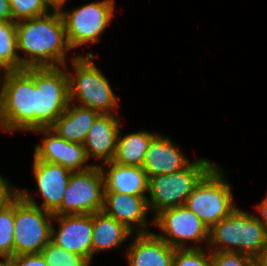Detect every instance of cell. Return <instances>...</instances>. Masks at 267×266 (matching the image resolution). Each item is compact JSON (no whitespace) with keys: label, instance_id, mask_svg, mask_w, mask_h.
I'll return each mask as SVG.
<instances>
[{"label":"cell","instance_id":"cell-1","mask_svg":"<svg viewBox=\"0 0 267 266\" xmlns=\"http://www.w3.org/2000/svg\"><path fill=\"white\" fill-rule=\"evenodd\" d=\"M20 70L28 67H65L68 45L65 23L60 11L15 22Z\"/></svg>","mask_w":267,"mask_h":266},{"label":"cell","instance_id":"cell-2","mask_svg":"<svg viewBox=\"0 0 267 266\" xmlns=\"http://www.w3.org/2000/svg\"><path fill=\"white\" fill-rule=\"evenodd\" d=\"M0 82V123L4 131L35 130V67L5 71Z\"/></svg>","mask_w":267,"mask_h":266},{"label":"cell","instance_id":"cell-3","mask_svg":"<svg viewBox=\"0 0 267 266\" xmlns=\"http://www.w3.org/2000/svg\"><path fill=\"white\" fill-rule=\"evenodd\" d=\"M208 244L216 247L212 252H236L256 258L267 250V230L258 216L236 208L209 230Z\"/></svg>","mask_w":267,"mask_h":266},{"label":"cell","instance_id":"cell-4","mask_svg":"<svg viewBox=\"0 0 267 266\" xmlns=\"http://www.w3.org/2000/svg\"><path fill=\"white\" fill-rule=\"evenodd\" d=\"M71 59L75 70L74 74L67 71L69 101L72 103L77 98L82 102L79 106L91 108L100 114H111L118 106V101L107 78L92 62L93 53L87 54V57L79 55Z\"/></svg>","mask_w":267,"mask_h":266},{"label":"cell","instance_id":"cell-5","mask_svg":"<svg viewBox=\"0 0 267 266\" xmlns=\"http://www.w3.org/2000/svg\"><path fill=\"white\" fill-rule=\"evenodd\" d=\"M54 215L38 206L27 190L15 198L14 256L41 253L51 241Z\"/></svg>","mask_w":267,"mask_h":266},{"label":"cell","instance_id":"cell-6","mask_svg":"<svg viewBox=\"0 0 267 266\" xmlns=\"http://www.w3.org/2000/svg\"><path fill=\"white\" fill-rule=\"evenodd\" d=\"M214 166L207 159H198L174 173L150 177L148 208L157 214L167 208L185 205L196 185Z\"/></svg>","mask_w":267,"mask_h":266},{"label":"cell","instance_id":"cell-7","mask_svg":"<svg viewBox=\"0 0 267 266\" xmlns=\"http://www.w3.org/2000/svg\"><path fill=\"white\" fill-rule=\"evenodd\" d=\"M223 180L219 166H215L200 180L188 196L185 207L192 211L210 230L220 220L229 216L233 206L231 186Z\"/></svg>","mask_w":267,"mask_h":266},{"label":"cell","instance_id":"cell-8","mask_svg":"<svg viewBox=\"0 0 267 266\" xmlns=\"http://www.w3.org/2000/svg\"><path fill=\"white\" fill-rule=\"evenodd\" d=\"M69 102V78L62 66L35 67V129L51 127Z\"/></svg>","mask_w":267,"mask_h":266},{"label":"cell","instance_id":"cell-9","mask_svg":"<svg viewBox=\"0 0 267 266\" xmlns=\"http://www.w3.org/2000/svg\"><path fill=\"white\" fill-rule=\"evenodd\" d=\"M103 167L94 165L82 172H72L60 208L53 214H92L103 210Z\"/></svg>","mask_w":267,"mask_h":266},{"label":"cell","instance_id":"cell-10","mask_svg":"<svg viewBox=\"0 0 267 266\" xmlns=\"http://www.w3.org/2000/svg\"><path fill=\"white\" fill-rule=\"evenodd\" d=\"M65 23L68 45L71 49L98 43L99 36L110 24L114 12V0H101L85 4L71 13L60 11Z\"/></svg>","mask_w":267,"mask_h":266},{"label":"cell","instance_id":"cell-11","mask_svg":"<svg viewBox=\"0 0 267 266\" xmlns=\"http://www.w3.org/2000/svg\"><path fill=\"white\" fill-rule=\"evenodd\" d=\"M153 224L164 233L157 236L175 249L187 248L185 245L188 240L195 243L205 240L209 243V229L184 205L167 208L155 214Z\"/></svg>","mask_w":267,"mask_h":266},{"label":"cell","instance_id":"cell-12","mask_svg":"<svg viewBox=\"0 0 267 266\" xmlns=\"http://www.w3.org/2000/svg\"><path fill=\"white\" fill-rule=\"evenodd\" d=\"M34 132L45 135L42 144H38L34 157L37 160L59 164L72 172H82L94 165H84L88 161L83 144L69 142L49 128H37Z\"/></svg>","mask_w":267,"mask_h":266},{"label":"cell","instance_id":"cell-13","mask_svg":"<svg viewBox=\"0 0 267 266\" xmlns=\"http://www.w3.org/2000/svg\"><path fill=\"white\" fill-rule=\"evenodd\" d=\"M59 223L58 231L52 226L51 241L58 247L86 258L92 259L93 225L92 214L54 216Z\"/></svg>","mask_w":267,"mask_h":266},{"label":"cell","instance_id":"cell-14","mask_svg":"<svg viewBox=\"0 0 267 266\" xmlns=\"http://www.w3.org/2000/svg\"><path fill=\"white\" fill-rule=\"evenodd\" d=\"M33 172L43 197L40 208L54 214L60 208L72 171L34 157Z\"/></svg>","mask_w":267,"mask_h":266},{"label":"cell","instance_id":"cell-15","mask_svg":"<svg viewBox=\"0 0 267 266\" xmlns=\"http://www.w3.org/2000/svg\"><path fill=\"white\" fill-rule=\"evenodd\" d=\"M146 196H134L119 192H104L103 212L123 224L132 233L136 223L137 234L149 233L145 228L148 212ZM134 226V227H133ZM141 227V228H140ZM145 229V230H144Z\"/></svg>","mask_w":267,"mask_h":266},{"label":"cell","instance_id":"cell-16","mask_svg":"<svg viewBox=\"0 0 267 266\" xmlns=\"http://www.w3.org/2000/svg\"><path fill=\"white\" fill-rule=\"evenodd\" d=\"M133 242L126 253L129 266H173L176 249L157 234H137Z\"/></svg>","mask_w":267,"mask_h":266},{"label":"cell","instance_id":"cell-17","mask_svg":"<svg viewBox=\"0 0 267 266\" xmlns=\"http://www.w3.org/2000/svg\"><path fill=\"white\" fill-rule=\"evenodd\" d=\"M120 123L113 114H100L93 122L84 141L88 159H101L104 163L113 160L116 151Z\"/></svg>","mask_w":267,"mask_h":266},{"label":"cell","instance_id":"cell-18","mask_svg":"<svg viewBox=\"0 0 267 266\" xmlns=\"http://www.w3.org/2000/svg\"><path fill=\"white\" fill-rule=\"evenodd\" d=\"M183 156L169 138L157 134L149 143L142 168L148 178L174 173L184 169L190 163Z\"/></svg>","mask_w":267,"mask_h":266},{"label":"cell","instance_id":"cell-19","mask_svg":"<svg viewBox=\"0 0 267 266\" xmlns=\"http://www.w3.org/2000/svg\"><path fill=\"white\" fill-rule=\"evenodd\" d=\"M109 171L104 176V192H119L134 196H145L148 191L149 178L142 167L105 162Z\"/></svg>","mask_w":267,"mask_h":266},{"label":"cell","instance_id":"cell-20","mask_svg":"<svg viewBox=\"0 0 267 266\" xmlns=\"http://www.w3.org/2000/svg\"><path fill=\"white\" fill-rule=\"evenodd\" d=\"M99 115L98 111L79 105L72 106L69 102L66 110L50 128L69 142L84 144L89 129Z\"/></svg>","mask_w":267,"mask_h":266},{"label":"cell","instance_id":"cell-21","mask_svg":"<svg viewBox=\"0 0 267 266\" xmlns=\"http://www.w3.org/2000/svg\"><path fill=\"white\" fill-rule=\"evenodd\" d=\"M92 225V256L95 252L99 253L100 250L119 247L132 233L103 211L92 213Z\"/></svg>","mask_w":267,"mask_h":266},{"label":"cell","instance_id":"cell-22","mask_svg":"<svg viewBox=\"0 0 267 266\" xmlns=\"http://www.w3.org/2000/svg\"><path fill=\"white\" fill-rule=\"evenodd\" d=\"M157 135L146 131L118 135L115 155L112 162L121 165L142 167L149 143Z\"/></svg>","mask_w":267,"mask_h":266},{"label":"cell","instance_id":"cell-23","mask_svg":"<svg viewBox=\"0 0 267 266\" xmlns=\"http://www.w3.org/2000/svg\"><path fill=\"white\" fill-rule=\"evenodd\" d=\"M15 22L0 21V70H20Z\"/></svg>","mask_w":267,"mask_h":266},{"label":"cell","instance_id":"cell-24","mask_svg":"<svg viewBox=\"0 0 267 266\" xmlns=\"http://www.w3.org/2000/svg\"><path fill=\"white\" fill-rule=\"evenodd\" d=\"M15 199L0 211V258L14 256Z\"/></svg>","mask_w":267,"mask_h":266},{"label":"cell","instance_id":"cell-25","mask_svg":"<svg viewBox=\"0 0 267 266\" xmlns=\"http://www.w3.org/2000/svg\"><path fill=\"white\" fill-rule=\"evenodd\" d=\"M48 266H90V262L77 254L68 252L52 241L41 252Z\"/></svg>","mask_w":267,"mask_h":266},{"label":"cell","instance_id":"cell-26","mask_svg":"<svg viewBox=\"0 0 267 266\" xmlns=\"http://www.w3.org/2000/svg\"><path fill=\"white\" fill-rule=\"evenodd\" d=\"M14 22L48 14V6L44 0H9Z\"/></svg>","mask_w":267,"mask_h":266},{"label":"cell","instance_id":"cell-27","mask_svg":"<svg viewBox=\"0 0 267 266\" xmlns=\"http://www.w3.org/2000/svg\"><path fill=\"white\" fill-rule=\"evenodd\" d=\"M209 256L199 247L176 249L173 266H213L211 251Z\"/></svg>","mask_w":267,"mask_h":266},{"label":"cell","instance_id":"cell-28","mask_svg":"<svg viewBox=\"0 0 267 266\" xmlns=\"http://www.w3.org/2000/svg\"><path fill=\"white\" fill-rule=\"evenodd\" d=\"M213 266H256L255 258L236 252H211Z\"/></svg>","mask_w":267,"mask_h":266},{"label":"cell","instance_id":"cell-29","mask_svg":"<svg viewBox=\"0 0 267 266\" xmlns=\"http://www.w3.org/2000/svg\"><path fill=\"white\" fill-rule=\"evenodd\" d=\"M8 260L10 266H48L41 253L16 255Z\"/></svg>","mask_w":267,"mask_h":266},{"label":"cell","instance_id":"cell-30","mask_svg":"<svg viewBox=\"0 0 267 266\" xmlns=\"http://www.w3.org/2000/svg\"><path fill=\"white\" fill-rule=\"evenodd\" d=\"M19 191L10 187L8 180L0 175V211L8 206L17 196Z\"/></svg>","mask_w":267,"mask_h":266},{"label":"cell","instance_id":"cell-31","mask_svg":"<svg viewBox=\"0 0 267 266\" xmlns=\"http://www.w3.org/2000/svg\"><path fill=\"white\" fill-rule=\"evenodd\" d=\"M0 21L14 22L9 0H0Z\"/></svg>","mask_w":267,"mask_h":266},{"label":"cell","instance_id":"cell-32","mask_svg":"<svg viewBox=\"0 0 267 266\" xmlns=\"http://www.w3.org/2000/svg\"><path fill=\"white\" fill-rule=\"evenodd\" d=\"M259 213L262 215L263 219L258 218L260 223L266 228L267 230V196L266 198L260 203L258 206Z\"/></svg>","mask_w":267,"mask_h":266},{"label":"cell","instance_id":"cell-33","mask_svg":"<svg viewBox=\"0 0 267 266\" xmlns=\"http://www.w3.org/2000/svg\"><path fill=\"white\" fill-rule=\"evenodd\" d=\"M66 0H44L51 11H61Z\"/></svg>","mask_w":267,"mask_h":266},{"label":"cell","instance_id":"cell-34","mask_svg":"<svg viewBox=\"0 0 267 266\" xmlns=\"http://www.w3.org/2000/svg\"><path fill=\"white\" fill-rule=\"evenodd\" d=\"M256 266H267V250L255 258Z\"/></svg>","mask_w":267,"mask_h":266},{"label":"cell","instance_id":"cell-35","mask_svg":"<svg viewBox=\"0 0 267 266\" xmlns=\"http://www.w3.org/2000/svg\"><path fill=\"white\" fill-rule=\"evenodd\" d=\"M0 266H10L9 260L4 259L3 261H0Z\"/></svg>","mask_w":267,"mask_h":266}]
</instances>
